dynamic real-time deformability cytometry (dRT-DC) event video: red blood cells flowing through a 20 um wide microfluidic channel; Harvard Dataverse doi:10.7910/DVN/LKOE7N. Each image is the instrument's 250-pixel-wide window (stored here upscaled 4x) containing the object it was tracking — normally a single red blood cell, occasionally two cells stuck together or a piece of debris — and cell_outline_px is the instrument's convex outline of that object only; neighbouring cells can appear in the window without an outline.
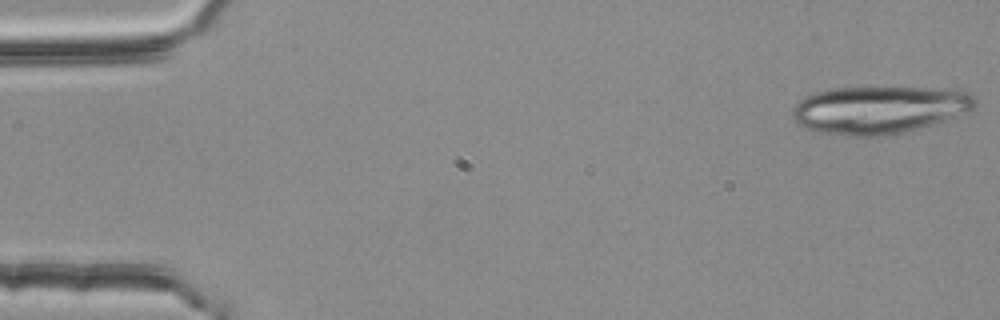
{"species": "common noctule bat (a hibernating species)", "species_latin": "Nyctalus noctula", "temperature_condition": "room temperature", "stored_images_in_passage": 16, "camera_frame_rate_fps": 3000, "um_per_image_px": 0.085, "animal": {"sex": "female", "body_mass_g": 25.1}, "frame": {"image": 1, "passage_image": 1, "time_ms": 0.0, "image_size_px": [1000, 320], "cell_outline_px": [[976, 104], [972, 108], [944, 120], [920, 128], [904, 132], [884, 136], [856, 136], [816, 132], [800, 124], [792, 116], [792, 108], [804, 96], [828, 88], [952, 88], [968, 92], [976, 100]], "centroid_in_image_um": [74.7, 9.32], "position_along_channel_um": 10.3, "area_um2": 50.4}}